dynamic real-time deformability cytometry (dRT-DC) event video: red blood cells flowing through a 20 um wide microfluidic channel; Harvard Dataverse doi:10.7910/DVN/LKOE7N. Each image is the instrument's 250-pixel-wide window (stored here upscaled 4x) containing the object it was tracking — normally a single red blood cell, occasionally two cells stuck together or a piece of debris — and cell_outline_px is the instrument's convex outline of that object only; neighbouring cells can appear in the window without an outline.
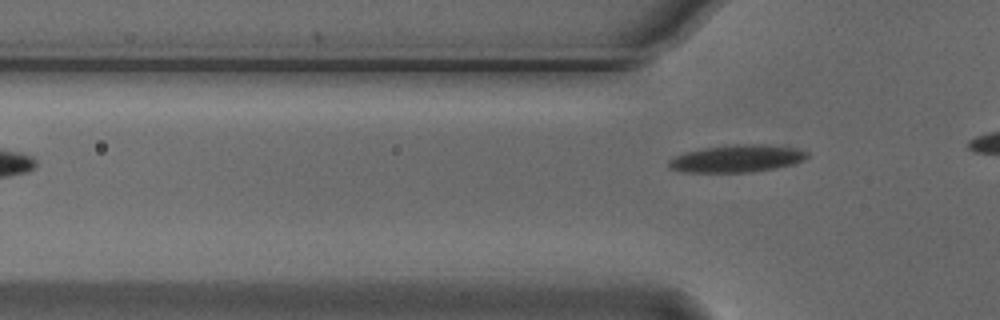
{"species": "Egyptian fruit bat (a non-hibernating species)", "species_latin": "Rousettus aegyptiacus", "temperature_condition": "cold", "stored_images_in_passage": 5, "segment_of_instrument_passage": [2, 2], "camera_frame_rate_fps": 3000, "um_per_image_px": 0.085, "animal": {"sex": "male"}, "frame": {"image": 1, "passage_image": 5, "time_ms": 1.333, "image_size_px": [1000, 320], "cell_outline_px": [[808, 156], [804, 160], [792, 164], [752, 172], [684, 172], [668, 168], [668, 160], [672, 156], [684, 152], [704, 148], [736, 144], [760, 144], [796, 148], [808, 152]], "centroid_in_image_um": [62.58, 13.47], "position_along_channel_um": 63.2, "area_um2": 22.02}}